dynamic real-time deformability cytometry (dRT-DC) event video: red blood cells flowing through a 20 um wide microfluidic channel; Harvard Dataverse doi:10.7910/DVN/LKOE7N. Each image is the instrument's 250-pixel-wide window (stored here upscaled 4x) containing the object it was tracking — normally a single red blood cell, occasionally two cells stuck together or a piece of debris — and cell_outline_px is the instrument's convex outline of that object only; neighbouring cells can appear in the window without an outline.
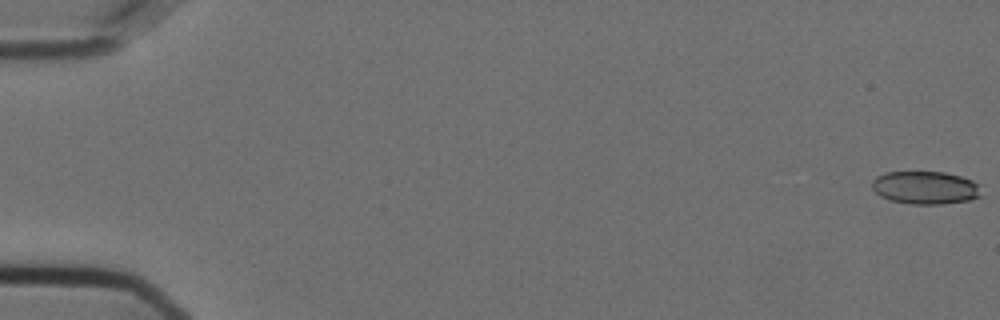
{"species": "Egyptian fruit bat (a non-hibernating species)", "species_latin": "Rousettus aegyptiacus", "temperature_condition": "cold", "stored_images_in_passage": 55, "camera_frame_rate_fps": 3000, "um_per_image_px": 0.085, "animal": {"sex": "female"}, "frame": {"image": 1, "passage_image": 1, "time_ms": 0.0, "image_size_px": [1000, 320], "cell_outline_px": [[984, 196], [968, 200], [944, 204], [912, 204], [888, 200], [880, 196], [872, 188], [872, 180], [876, 176], [888, 172], [944, 172], [960, 176], [972, 180], [980, 184]], "centroid_in_image_um": [78.69, 15.96], "position_along_channel_um": 6.3, "area_um2": 21.27}}
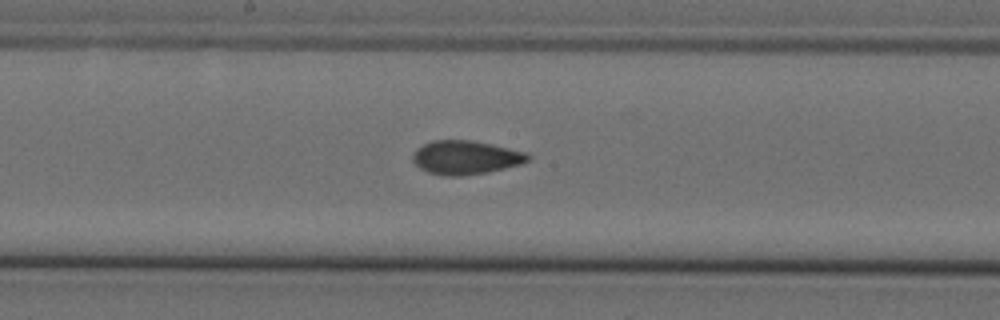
{"frame": {"image": 2, "passage_image": 31, "time_ms": 10.0, "image_size_px": [1000, 320], "cell_outline_px": [[532, 156], [528, 160], [520, 164], [488, 172], [464, 176], [444, 176], [428, 172], [420, 168], [412, 160], [412, 156], [416, 148], [432, 140], [472, 140], [492, 144], [528, 152]], "centroid_in_image_um": [39.59, 13.38], "position_along_channel_um": 208.6, "area_um2": 22.83}}
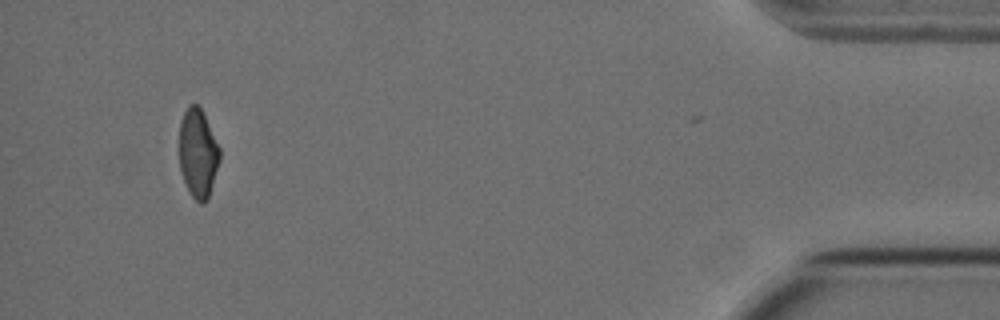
{"frame": {"image": 3, "passage_image": 54, "time_ms": 17.667, "image_size_px": [1000, 320], "cell_outline_px": [[220, 160], [208, 200], [204, 204], [200, 204], [192, 196], [184, 180], [180, 168], [180, 124], [184, 112], [188, 104], [196, 104], [200, 108], [220, 148]], "centroid_in_image_um": [16.84, 13.06], "position_along_channel_um": 418.4, "area_um2": 20.69}, "authors_computed_cell_mechanics": {"area_um2": 22.1952, "velocity_mm_per_s": 3.621, "shape_relaxation_time_tau1_ms": null, "shape_relaxation_time_tau2_ms": 2.2808, "deformation_change_tau1": null, "deformation_change_tau2": 0.0703}}